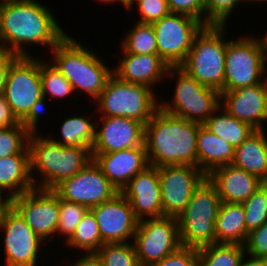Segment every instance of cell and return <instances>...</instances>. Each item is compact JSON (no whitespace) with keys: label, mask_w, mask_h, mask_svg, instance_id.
I'll return each mask as SVG.
<instances>
[{"label":"cell","mask_w":267,"mask_h":266,"mask_svg":"<svg viewBox=\"0 0 267 266\" xmlns=\"http://www.w3.org/2000/svg\"><path fill=\"white\" fill-rule=\"evenodd\" d=\"M51 10L37 0H0V48L17 56H36L28 51L35 44L51 51L67 34Z\"/></svg>","instance_id":"6da1fadb"},{"label":"cell","mask_w":267,"mask_h":266,"mask_svg":"<svg viewBox=\"0 0 267 266\" xmlns=\"http://www.w3.org/2000/svg\"><path fill=\"white\" fill-rule=\"evenodd\" d=\"M200 125L159 108L144 127L149 165L197 167V133Z\"/></svg>","instance_id":"7a4b0ae2"},{"label":"cell","mask_w":267,"mask_h":266,"mask_svg":"<svg viewBox=\"0 0 267 266\" xmlns=\"http://www.w3.org/2000/svg\"><path fill=\"white\" fill-rule=\"evenodd\" d=\"M45 136L41 133L29 136L31 174L35 188L52 190L61 181L77 174L93 157L87 147L63 146Z\"/></svg>","instance_id":"3957f363"},{"label":"cell","mask_w":267,"mask_h":266,"mask_svg":"<svg viewBox=\"0 0 267 266\" xmlns=\"http://www.w3.org/2000/svg\"><path fill=\"white\" fill-rule=\"evenodd\" d=\"M78 40L67 33L51 50V62L72 84L75 93L88 94L94 103L113 69L106 66L97 52Z\"/></svg>","instance_id":"277c9868"},{"label":"cell","mask_w":267,"mask_h":266,"mask_svg":"<svg viewBox=\"0 0 267 266\" xmlns=\"http://www.w3.org/2000/svg\"><path fill=\"white\" fill-rule=\"evenodd\" d=\"M226 25L204 26L194 37L192 47L180 66L191 78L207 87L223 91Z\"/></svg>","instance_id":"5b68a950"},{"label":"cell","mask_w":267,"mask_h":266,"mask_svg":"<svg viewBox=\"0 0 267 266\" xmlns=\"http://www.w3.org/2000/svg\"><path fill=\"white\" fill-rule=\"evenodd\" d=\"M221 204L216 187L206 177L177 218L182 246L199 249L215 244V223Z\"/></svg>","instance_id":"8992f818"},{"label":"cell","mask_w":267,"mask_h":266,"mask_svg":"<svg viewBox=\"0 0 267 266\" xmlns=\"http://www.w3.org/2000/svg\"><path fill=\"white\" fill-rule=\"evenodd\" d=\"M152 88L120 80L112 74L104 90L94 102L100 116H122L142 122L144 125L160 108L158 94Z\"/></svg>","instance_id":"52a82bcc"},{"label":"cell","mask_w":267,"mask_h":266,"mask_svg":"<svg viewBox=\"0 0 267 266\" xmlns=\"http://www.w3.org/2000/svg\"><path fill=\"white\" fill-rule=\"evenodd\" d=\"M166 77L177 79L173 100H159L165 112L203 124L221 106V92L198 83L180 66L169 67Z\"/></svg>","instance_id":"ba28073f"},{"label":"cell","mask_w":267,"mask_h":266,"mask_svg":"<svg viewBox=\"0 0 267 266\" xmlns=\"http://www.w3.org/2000/svg\"><path fill=\"white\" fill-rule=\"evenodd\" d=\"M265 49L261 37L246 36L231 39L225 55L224 87L229 92L241 87L252 86L267 78Z\"/></svg>","instance_id":"9c48e42d"},{"label":"cell","mask_w":267,"mask_h":266,"mask_svg":"<svg viewBox=\"0 0 267 266\" xmlns=\"http://www.w3.org/2000/svg\"><path fill=\"white\" fill-rule=\"evenodd\" d=\"M152 25L158 55L169 67H178L184 63L194 37L205 26L193 17L178 13H170Z\"/></svg>","instance_id":"30bf717a"},{"label":"cell","mask_w":267,"mask_h":266,"mask_svg":"<svg viewBox=\"0 0 267 266\" xmlns=\"http://www.w3.org/2000/svg\"><path fill=\"white\" fill-rule=\"evenodd\" d=\"M2 94L20 121L42 97L39 57L18 56L8 69Z\"/></svg>","instance_id":"8fae6325"},{"label":"cell","mask_w":267,"mask_h":266,"mask_svg":"<svg viewBox=\"0 0 267 266\" xmlns=\"http://www.w3.org/2000/svg\"><path fill=\"white\" fill-rule=\"evenodd\" d=\"M0 231L3 233L4 261L8 265L37 266L45 241L34 233L19 212L9 204L2 212Z\"/></svg>","instance_id":"7c38bea8"},{"label":"cell","mask_w":267,"mask_h":266,"mask_svg":"<svg viewBox=\"0 0 267 266\" xmlns=\"http://www.w3.org/2000/svg\"><path fill=\"white\" fill-rule=\"evenodd\" d=\"M133 245L141 266L162 260L182 246L177 218L163 216L139 220Z\"/></svg>","instance_id":"4fadbf2b"},{"label":"cell","mask_w":267,"mask_h":266,"mask_svg":"<svg viewBox=\"0 0 267 266\" xmlns=\"http://www.w3.org/2000/svg\"><path fill=\"white\" fill-rule=\"evenodd\" d=\"M52 191L60 199L81 204L89 210L119 193L94 160L71 178L61 181Z\"/></svg>","instance_id":"5bb4252c"},{"label":"cell","mask_w":267,"mask_h":266,"mask_svg":"<svg viewBox=\"0 0 267 266\" xmlns=\"http://www.w3.org/2000/svg\"><path fill=\"white\" fill-rule=\"evenodd\" d=\"M157 168L163 216L178 218L190 201L193 191L207 176L192 165H164Z\"/></svg>","instance_id":"9a60e30c"},{"label":"cell","mask_w":267,"mask_h":266,"mask_svg":"<svg viewBox=\"0 0 267 266\" xmlns=\"http://www.w3.org/2000/svg\"><path fill=\"white\" fill-rule=\"evenodd\" d=\"M10 204L25 219L34 233L46 243L56 237L59 197L52 190L35 188L13 197Z\"/></svg>","instance_id":"2e32d148"},{"label":"cell","mask_w":267,"mask_h":266,"mask_svg":"<svg viewBox=\"0 0 267 266\" xmlns=\"http://www.w3.org/2000/svg\"><path fill=\"white\" fill-rule=\"evenodd\" d=\"M90 210L96 217L104 244L125 243L134 238L139 220L131 203L121 192Z\"/></svg>","instance_id":"e0dca14e"},{"label":"cell","mask_w":267,"mask_h":266,"mask_svg":"<svg viewBox=\"0 0 267 266\" xmlns=\"http://www.w3.org/2000/svg\"><path fill=\"white\" fill-rule=\"evenodd\" d=\"M91 117L96 121L91 153H112L144 144L145 125L142 122L122 116H101L99 122L94 115Z\"/></svg>","instance_id":"ac0fdd59"},{"label":"cell","mask_w":267,"mask_h":266,"mask_svg":"<svg viewBox=\"0 0 267 266\" xmlns=\"http://www.w3.org/2000/svg\"><path fill=\"white\" fill-rule=\"evenodd\" d=\"M221 106L233 117L255 129H266L267 78L258 84L221 92Z\"/></svg>","instance_id":"d6986e66"},{"label":"cell","mask_w":267,"mask_h":266,"mask_svg":"<svg viewBox=\"0 0 267 266\" xmlns=\"http://www.w3.org/2000/svg\"><path fill=\"white\" fill-rule=\"evenodd\" d=\"M138 220L163 217L158 168L148 166L121 190Z\"/></svg>","instance_id":"ffe728a7"},{"label":"cell","mask_w":267,"mask_h":266,"mask_svg":"<svg viewBox=\"0 0 267 266\" xmlns=\"http://www.w3.org/2000/svg\"><path fill=\"white\" fill-rule=\"evenodd\" d=\"M92 157L119 192L134 176L150 166L144 144L112 153H92Z\"/></svg>","instance_id":"44dd1931"},{"label":"cell","mask_w":267,"mask_h":266,"mask_svg":"<svg viewBox=\"0 0 267 266\" xmlns=\"http://www.w3.org/2000/svg\"><path fill=\"white\" fill-rule=\"evenodd\" d=\"M120 63L113 66V74L120 80L153 87L162 83L166 77L169 65L159 56L151 54H133L121 52ZM123 57V58H122Z\"/></svg>","instance_id":"7402d4cb"},{"label":"cell","mask_w":267,"mask_h":266,"mask_svg":"<svg viewBox=\"0 0 267 266\" xmlns=\"http://www.w3.org/2000/svg\"><path fill=\"white\" fill-rule=\"evenodd\" d=\"M207 178L216 187L221 201L228 203L246 201L262 185L257 176L233 164L213 169Z\"/></svg>","instance_id":"603a6c76"},{"label":"cell","mask_w":267,"mask_h":266,"mask_svg":"<svg viewBox=\"0 0 267 266\" xmlns=\"http://www.w3.org/2000/svg\"><path fill=\"white\" fill-rule=\"evenodd\" d=\"M33 189H35V186L31 174L28 147L20 154L0 158L1 194L5 195L10 201L13 197Z\"/></svg>","instance_id":"cb8c5ba5"},{"label":"cell","mask_w":267,"mask_h":266,"mask_svg":"<svg viewBox=\"0 0 267 266\" xmlns=\"http://www.w3.org/2000/svg\"><path fill=\"white\" fill-rule=\"evenodd\" d=\"M235 148L203 124L197 133V167L207 176L213 169L231 164Z\"/></svg>","instance_id":"d4e9b609"},{"label":"cell","mask_w":267,"mask_h":266,"mask_svg":"<svg viewBox=\"0 0 267 266\" xmlns=\"http://www.w3.org/2000/svg\"><path fill=\"white\" fill-rule=\"evenodd\" d=\"M234 166L263 180L267 176V133L256 129L241 145L235 148Z\"/></svg>","instance_id":"484cf974"},{"label":"cell","mask_w":267,"mask_h":266,"mask_svg":"<svg viewBox=\"0 0 267 266\" xmlns=\"http://www.w3.org/2000/svg\"><path fill=\"white\" fill-rule=\"evenodd\" d=\"M248 237L242 203L222 202L215 223V243H246Z\"/></svg>","instance_id":"4316f807"},{"label":"cell","mask_w":267,"mask_h":266,"mask_svg":"<svg viewBox=\"0 0 267 266\" xmlns=\"http://www.w3.org/2000/svg\"><path fill=\"white\" fill-rule=\"evenodd\" d=\"M203 125L234 148L241 145L256 129L230 115L220 106Z\"/></svg>","instance_id":"83f0119b"},{"label":"cell","mask_w":267,"mask_h":266,"mask_svg":"<svg viewBox=\"0 0 267 266\" xmlns=\"http://www.w3.org/2000/svg\"><path fill=\"white\" fill-rule=\"evenodd\" d=\"M60 135L58 139L54 138V135H48V137L63 146H83L88 149H92L95 141L96 122L90 118V116L69 115L62 122L60 128ZM50 136H53L52 138Z\"/></svg>","instance_id":"f1b7e54d"},{"label":"cell","mask_w":267,"mask_h":266,"mask_svg":"<svg viewBox=\"0 0 267 266\" xmlns=\"http://www.w3.org/2000/svg\"><path fill=\"white\" fill-rule=\"evenodd\" d=\"M64 244L70 249H79L82 253L97 252L104 245L96 217L91 210L83 216L74 234Z\"/></svg>","instance_id":"f546056e"},{"label":"cell","mask_w":267,"mask_h":266,"mask_svg":"<svg viewBox=\"0 0 267 266\" xmlns=\"http://www.w3.org/2000/svg\"><path fill=\"white\" fill-rule=\"evenodd\" d=\"M198 250L199 266H239L246 253L243 245L215 243Z\"/></svg>","instance_id":"4dcf8cb0"},{"label":"cell","mask_w":267,"mask_h":266,"mask_svg":"<svg viewBox=\"0 0 267 266\" xmlns=\"http://www.w3.org/2000/svg\"><path fill=\"white\" fill-rule=\"evenodd\" d=\"M120 42L121 52L158 55L156 36L152 24L135 22Z\"/></svg>","instance_id":"1f68e13d"},{"label":"cell","mask_w":267,"mask_h":266,"mask_svg":"<svg viewBox=\"0 0 267 266\" xmlns=\"http://www.w3.org/2000/svg\"><path fill=\"white\" fill-rule=\"evenodd\" d=\"M40 77L42 82V96L50 97L49 100L68 99L75 95L72 84L64 75L49 61L40 60ZM70 95V96H69Z\"/></svg>","instance_id":"d6a6232c"},{"label":"cell","mask_w":267,"mask_h":266,"mask_svg":"<svg viewBox=\"0 0 267 266\" xmlns=\"http://www.w3.org/2000/svg\"><path fill=\"white\" fill-rule=\"evenodd\" d=\"M97 254L104 266H141L133 242L105 243Z\"/></svg>","instance_id":"836d02e7"},{"label":"cell","mask_w":267,"mask_h":266,"mask_svg":"<svg viewBox=\"0 0 267 266\" xmlns=\"http://www.w3.org/2000/svg\"><path fill=\"white\" fill-rule=\"evenodd\" d=\"M89 209L78 203L68 202L59 198V221L56 235L63 236L66 243L74 234L77 225Z\"/></svg>","instance_id":"e575fe53"},{"label":"cell","mask_w":267,"mask_h":266,"mask_svg":"<svg viewBox=\"0 0 267 266\" xmlns=\"http://www.w3.org/2000/svg\"><path fill=\"white\" fill-rule=\"evenodd\" d=\"M242 205L248 233L267 222V190L262 185Z\"/></svg>","instance_id":"d590c367"},{"label":"cell","mask_w":267,"mask_h":266,"mask_svg":"<svg viewBox=\"0 0 267 266\" xmlns=\"http://www.w3.org/2000/svg\"><path fill=\"white\" fill-rule=\"evenodd\" d=\"M30 134L21 123L0 128V158L22 153L28 147Z\"/></svg>","instance_id":"8d00e7d4"},{"label":"cell","mask_w":267,"mask_h":266,"mask_svg":"<svg viewBox=\"0 0 267 266\" xmlns=\"http://www.w3.org/2000/svg\"><path fill=\"white\" fill-rule=\"evenodd\" d=\"M249 0H204L205 4V26L226 25L233 11L242 3Z\"/></svg>","instance_id":"74e56055"},{"label":"cell","mask_w":267,"mask_h":266,"mask_svg":"<svg viewBox=\"0 0 267 266\" xmlns=\"http://www.w3.org/2000/svg\"><path fill=\"white\" fill-rule=\"evenodd\" d=\"M133 6L138 8L136 10L140 14L138 23L153 24L171 13L167 0H133L126 8L127 12L132 11Z\"/></svg>","instance_id":"f35d334b"},{"label":"cell","mask_w":267,"mask_h":266,"mask_svg":"<svg viewBox=\"0 0 267 266\" xmlns=\"http://www.w3.org/2000/svg\"><path fill=\"white\" fill-rule=\"evenodd\" d=\"M149 266H199L198 250L181 246L175 252Z\"/></svg>","instance_id":"ab89813d"},{"label":"cell","mask_w":267,"mask_h":266,"mask_svg":"<svg viewBox=\"0 0 267 266\" xmlns=\"http://www.w3.org/2000/svg\"><path fill=\"white\" fill-rule=\"evenodd\" d=\"M244 248L248 255L267 258V222L248 233Z\"/></svg>","instance_id":"60d3db41"},{"label":"cell","mask_w":267,"mask_h":266,"mask_svg":"<svg viewBox=\"0 0 267 266\" xmlns=\"http://www.w3.org/2000/svg\"><path fill=\"white\" fill-rule=\"evenodd\" d=\"M167 3L171 13L188 15L205 25L204 0H167Z\"/></svg>","instance_id":"b9f144b4"},{"label":"cell","mask_w":267,"mask_h":266,"mask_svg":"<svg viewBox=\"0 0 267 266\" xmlns=\"http://www.w3.org/2000/svg\"><path fill=\"white\" fill-rule=\"evenodd\" d=\"M47 98L42 96L36 103L30 108L29 112L20 120V123L30 132V133H40L38 130V122H40L41 113L47 109L46 106Z\"/></svg>","instance_id":"7bdbcfd3"},{"label":"cell","mask_w":267,"mask_h":266,"mask_svg":"<svg viewBox=\"0 0 267 266\" xmlns=\"http://www.w3.org/2000/svg\"><path fill=\"white\" fill-rule=\"evenodd\" d=\"M20 121L13 114L3 94H0V128L18 125Z\"/></svg>","instance_id":"ee69618b"},{"label":"cell","mask_w":267,"mask_h":266,"mask_svg":"<svg viewBox=\"0 0 267 266\" xmlns=\"http://www.w3.org/2000/svg\"><path fill=\"white\" fill-rule=\"evenodd\" d=\"M17 57V55L0 48V94L4 90L8 69Z\"/></svg>","instance_id":"f6af8a7d"},{"label":"cell","mask_w":267,"mask_h":266,"mask_svg":"<svg viewBox=\"0 0 267 266\" xmlns=\"http://www.w3.org/2000/svg\"><path fill=\"white\" fill-rule=\"evenodd\" d=\"M80 256L67 266H104L103 260L97 252L82 253Z\"/></svg>","instance_id":"bcb514c9"},{"label":"cell","mask_w":267,"mask_h":266,"mask_svg":"<svg viewBox=\"0 0 267 266\" xmlns=\"http://www.w3.org/2000/svg\"><path fill=\"white\" fill-rule=\"evenodd\" d=\"M239 266H267V258L254 257L248 254L246 255L245 253L239 263Z\"/></svg>","instance_id":"7dc6e473"},{"label":"cell","mask_w":267,"mask_h":266,"mask_svg":"<svg viewBox=\"0 0 267 266\" xmlns=\"http://www.w3.org/2000/svg\"><path fill=\"white\" fill-rule=\"evenodd\" d=\"M10 204V201L8 200V198H6L5 195L0 193V219H1V215L3 210Z\"/></svg>","instance_id":"c3c4849f"},{"label":"cell","mask_w":267,"mask_h":266,"mask_svg":"<svg viewBox=\"0 0 267 266\" xmlns=\"http://www.w3.org/2000/svg\"><path fill=\"white\" fill-rule=\"evenodd\" d=\"M265 49V63H267V32L261 36Z\"/></svg>","instance_id":"681fc988"},{"label":"cell","mask_w":267,"mask_h":266,"mask_svg":"<svg viewBox=\"0 0 267 266\" xmlns=\"http://www.w3.org/2000/svg\"><path fill=\"white\" fill-rule=\"evenodd\" d=\"M98 1H99V3L102 2V4H103V3H104V4H105V3H106V4H108V3L111 4V3H112V5H113V3H116V2L119 3V2H120V3L122 4V6H124L125 9L127 8V7H126L120 0H98Z\"/></svg>","instance_id":"f907efd6"},{"label":"cell","mask_w":267,"mask_h":266,"mask_svg":"<svg viewBox=\"0 0 267 266\" xmlns=\"http://www.w3.org/2000/svg\"><path fill=\"white\" fill-rule=\"evenodd\" d=\"M126 7L129 6V4L133 1V0H120Z\"/></svg>","instance_id":"816d5d0a"},{"label":"cell","mask_w":267,"mask_h":266,"mask_svg":"<svg viewBox=\"0 0 267 266\" xmlns=\"http://www.w3.org/2000/svg\"><path fill=\"white\" fill-rule=\"evenodd\" d=\"M248 2H250V3H251V2H255V3L257 2V3H258V2H259V3H261V4H263V3L266 4L267 0H249Z\"/></svg>","instance_id":"f5cc1de1"},{"label":"cell","mask_w":267,"mask_h":266,"mask_svg":"<svg viewBox=\"0 0 267 266\" xmlns=\"http://www.w3.org/2000/svg\"><path fill=\"white\" fill-rule=\"evenodd\" d=\"M262 186L267 190V176L262 180Z\"/></svg>","instance_id":"db71d44e"},{"label":"cell","mask_w":267,"mask_h":266,"mask_svg":"<svg viewBox=\"0 0 267 266\" xmlns=\"http://www.w3.org/2000/svg\"><path fill=\"white\" fill-rule=\"evenodd\" d=\"M4 264V266H17V265H8V264H5V263H3Z\"/></svg>","instance_id":"11a10c76"}]
</instances>
